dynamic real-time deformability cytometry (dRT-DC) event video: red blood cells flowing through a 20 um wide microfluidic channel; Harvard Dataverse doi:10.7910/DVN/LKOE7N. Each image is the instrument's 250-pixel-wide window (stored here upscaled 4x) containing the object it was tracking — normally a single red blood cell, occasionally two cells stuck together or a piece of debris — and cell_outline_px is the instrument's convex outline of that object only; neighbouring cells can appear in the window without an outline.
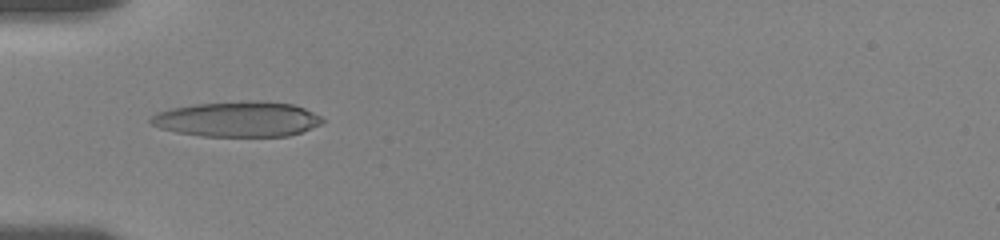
{"species": "human", "species_latin": "Homo sapiens", "temperature_condition": "room temperature", "stored_images_in_passage": 11, "camera_frame_rate_fps": 3000, "um_per_image_px": 0.085, "donor": {"sex": "female"}, "frame": {"image": 1, "passage_image": 10, "time_ms": 6.0, "image_size_px": [1000, 240], "cell_outline_px": [[324, 120], [320, 124], [300, 132], [288, 136], [200, 136], [176, 132], [160, 128], [152, 124], [148, 120], [156, 112], [172, 108], [196, 104], [244, 100], [264, 100], [292, 104], [304, 108], [320, 116]], "centroid_in_image_um": [20.17, 10.12], "position_along_channel_um": 64.8, "area_um2": 35.37}}
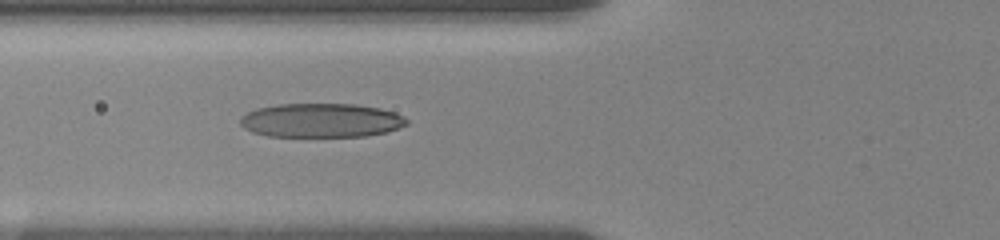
{"frame": {"image": 2, "passage_image": 11, "time_ms": 7.0, "image_size_px": [1000, 240], "cell_outline_px": [[408, 124], [388, 132], [368, 136], [268, 136], [252, 132], [244, 128], [240, 124], [240, 116], [256, 108], [276, 104], [356, 104], [380, 108], [396, 112], [404, 116], [408, 120]], "centroid_in_image_um": [27.32, 10.23], "position_along_channel_um": 98.5, "area_um2": 33.29}}